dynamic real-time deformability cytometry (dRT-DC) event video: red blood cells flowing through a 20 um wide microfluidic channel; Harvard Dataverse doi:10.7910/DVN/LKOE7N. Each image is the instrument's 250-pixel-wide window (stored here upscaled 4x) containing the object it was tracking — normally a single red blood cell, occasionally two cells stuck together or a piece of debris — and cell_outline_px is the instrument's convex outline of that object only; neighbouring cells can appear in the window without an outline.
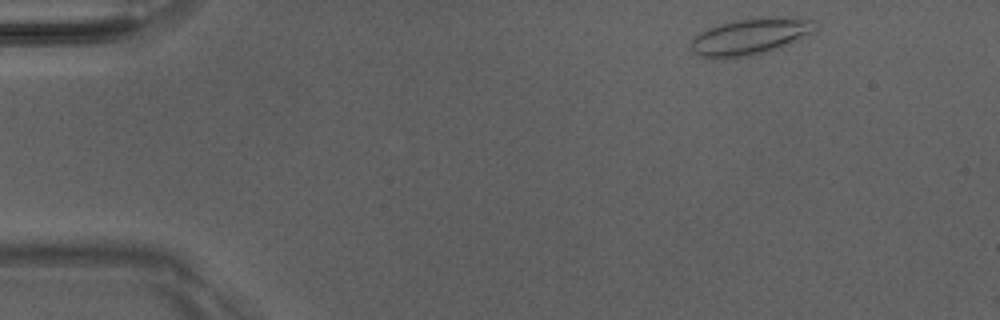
{"species": "Egyptian fruit bat (a non-hibernating species)", "species_latin": "Rousettus aegyptiacus", "temperature_condition": "room temperature", "stored_images_in_passage": 3, "camera_frame_rate_fps": 3000, "um_per_image_px": 0.085, "animal": {"sex": "male"}, "frame": {"image": 1, "passage_image": 2, "time_ms": 0.333, "image_size_px": [1000, 320], "cell_outline_px": [[816, 32], [780, 48], [768, 52], [752, 56], [724, 60], [712, 60], [700, 56], [692, 52], [692, 36], [708, 28], [720, 24], [736, 20], [816, 20]], "centroid_in_image_um": [63.68, 3.21], "position_along_channel_um": 21.3, "area_um2": 26.01}}